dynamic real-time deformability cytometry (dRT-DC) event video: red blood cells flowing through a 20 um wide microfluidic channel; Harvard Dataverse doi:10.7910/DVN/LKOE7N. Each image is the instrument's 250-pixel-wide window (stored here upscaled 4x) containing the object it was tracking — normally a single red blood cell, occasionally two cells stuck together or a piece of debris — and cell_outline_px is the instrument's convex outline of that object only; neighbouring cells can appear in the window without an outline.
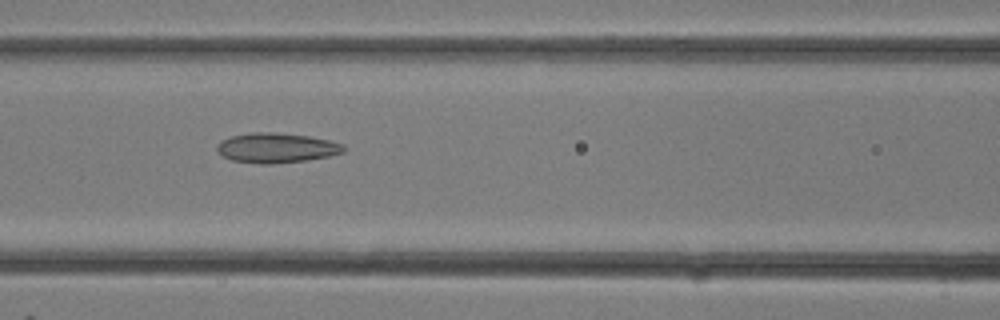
{"species": "common noctule bat (a hibernating species)", "species_latin": "Nyctalus noctula", "temperature_condition": "room temperature", "stored_images_in_passage": 18, "camera_frame_rate_fps": 3000, "um_per_image_px": 0.085, "animal": {"sex": "female"}, "frame": {"image": 1, "passage_image": 13, "time_ms": 4.0, "image_size_px": [1000, 320], "cell_outline_px": [[344, 152], [328, 156], [308, 160], [272, 164], [260, 164], [232, 160], [224, 156], [216, 148], [216, 144], [220, 140], [232, 136], [252, 132], [272, 132], [308, 136], [328, 140], [344, 144]], "centroid_in_image_um": [23.49, 12.57], "position_along_channel_um": 143.1, "area_um2": 21.96}}
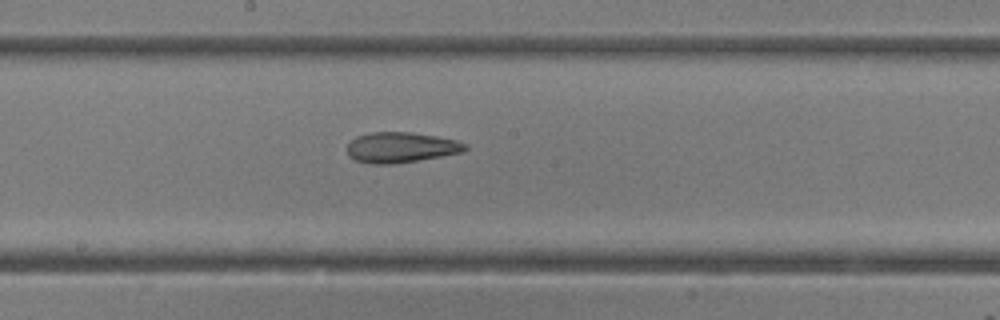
{"frame": {"image": 2, "passage_image": 16, "time_ms": 5.0, "image_size_px": [1000, 320], "cell_outline_px": [[468, 148], [464, 152], [420, 160], [396, 164], [372, 164], [356, 160], [348, 156], [348, 144], [356, 136], [372, 132], [412, 132], [436, 136], [456, 140], [468, 144]], "centroid_in_image_um": [34.11, 12.53], "position_along_channel_um": 214.1, "area_um2": 21.1}}
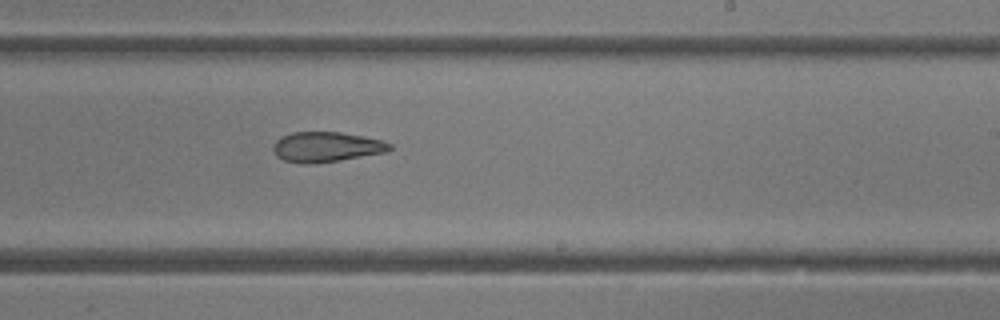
{"frame": {"image": 3, "passage_image": 18, "time_ms": 5.667, "image_size_px": [1000, 320], "cell_outline_px": [[392, 148], [388, 152], [340, 160], [312, 164], [300, 164], [284, 160], [276, 156], [272, 148], [276, 140], [280, 136], [292, 132], [340, 132], [364, 136], [384, 140], [392, 144]], "centroid_in_image_um": [27.75, 12.49], "position_along_channel_um": 261.3, "area_um2": 20.75}}